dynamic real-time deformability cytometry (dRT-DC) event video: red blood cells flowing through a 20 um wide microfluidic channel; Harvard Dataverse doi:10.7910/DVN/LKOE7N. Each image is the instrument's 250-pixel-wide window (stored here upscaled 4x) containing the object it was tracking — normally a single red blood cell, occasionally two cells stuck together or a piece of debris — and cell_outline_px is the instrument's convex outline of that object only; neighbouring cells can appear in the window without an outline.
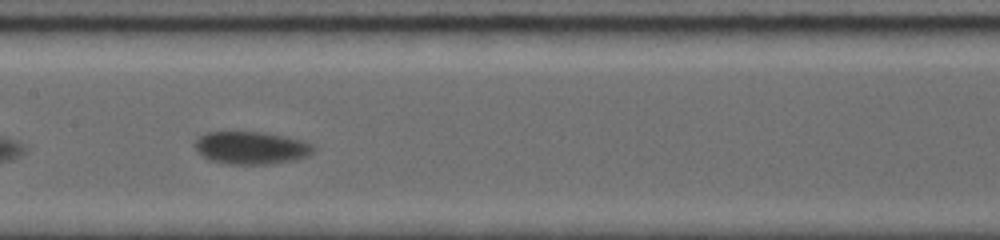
{"species": "common noctule bat (a hibernating species)", "species_latin": "Nyctalus noctula", "temperature_condition": "room temperature", "stored_images_in_passage": 16, "camera_frame_rate_fps": 5000, "um_per_image_px": 0.085, "animal": {"sex": "female", "body_mass_g": 19.0, "forearm_length_mm": 56.7}, "frame": {"image": 1, "passage_image": 12, "time_ms": 4.2, "image_size_px": [1000, 240], "cell_outline_px": [[316, 148], [308, 156], [296, 160], [268, 164], [228, 164], [208, 160], [200, 156], [196, 152], [196, 140], [200, 136], [208, 132], [264, 132], [288, 136], [304, 140], [312, 144]], "centroid_in_image_um": [21.38, 12.57], "position_along_channel_um": 186.0, "area_um2": 22.89}}